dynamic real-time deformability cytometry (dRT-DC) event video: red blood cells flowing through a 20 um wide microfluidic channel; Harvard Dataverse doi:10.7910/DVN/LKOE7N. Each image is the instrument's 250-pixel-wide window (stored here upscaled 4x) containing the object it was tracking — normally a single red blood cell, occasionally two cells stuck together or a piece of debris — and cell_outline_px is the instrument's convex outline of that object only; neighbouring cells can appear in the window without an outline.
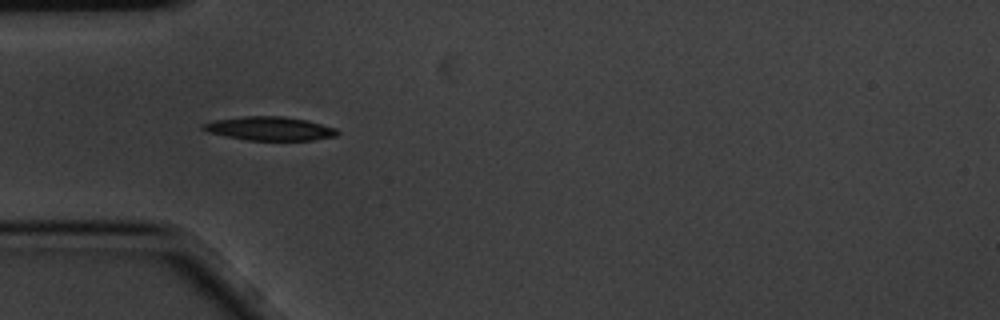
{"species": "common noctule bat (a hibernating species)", "species_latin": "Nyctalus noctula", "temperature_condition": "cold", "stored_images_in_passage": 5, "camera_frame_rate_fps": 3000, "um_per_image_px": 0.085, "animal": {"sex": "male", "body_mass_g": 20.1, "forearm_length_mm": 53.5}, "frame": {"image": 1, "passage_image": 4, "time_ms": 1.0, "image_size_px": [1000, 320], "cell_outline_px": [[340, 132], [336, 136], [316, 140], [248, 140], [208, 132], [200, 128], [200, 124], [212, 120], [244, 116], [284, 116], [308, 120], [336, 128]], "centroid_in_image_um": [22.93, 10.92], "position_along_channel_um": 62.1, "area_um2": 18.73}}
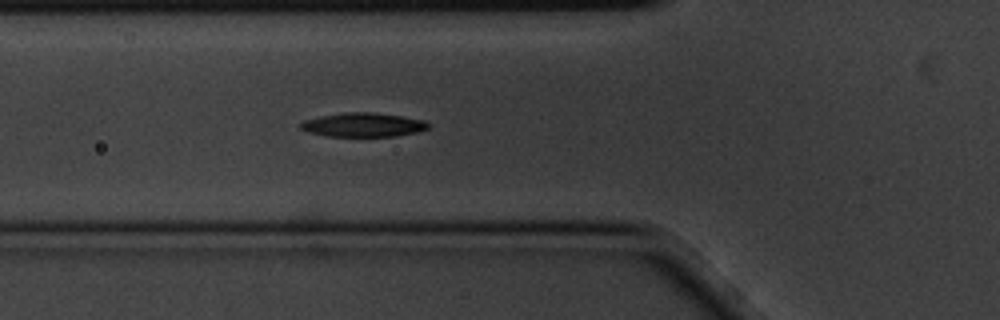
{"frame": {"image": 2, "passage_image": 5, "time_ms": 1.333, "image_size_px": [1000, 320], "cell_outline_px": [[428, 128], [416, 132], [396, 136], [324, 136], [308, 132], [300, 128], [296, 124], [304, 120], [320, 116], [348, 112], [372, 112], [400, 116], [424, 120], [428, 124]], "centroid_in_image_um": [30.8, 10.61], "position_along_channel_um": 95.0, "area_um2": 17.8}}